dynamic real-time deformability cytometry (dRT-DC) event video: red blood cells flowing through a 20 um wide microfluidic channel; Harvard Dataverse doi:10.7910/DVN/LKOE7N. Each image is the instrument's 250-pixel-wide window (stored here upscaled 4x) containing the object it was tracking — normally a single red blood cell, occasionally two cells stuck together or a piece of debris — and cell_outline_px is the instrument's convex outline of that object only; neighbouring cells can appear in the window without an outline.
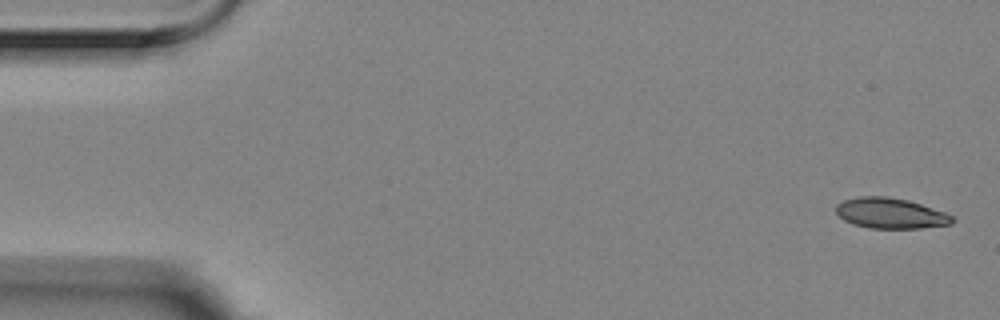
{"species": "Egyptian fruit bat (a non-hibernating species)", "species_latin": "Rousettus aegyptiacus", "temperature_condition": "room temperature", "stored_images_in_passage": 5, "camera_frame_rate_fps": 3000, "um_per_image_px": 0.085, "animal": {"sex": "female"}, "frame": {"image": 1, "passage_image": 1, "time_ms": 0.0, "image_size_px": [1000, 320], "cell_outline_px": [[956, 220], [952, 224], [920, 228], [872, 228], [852, 224], [844, 220], [836, 212], [836, 204], [844, 200], [860, 196], [888, 196], [908, 200], [944, 212], [952, 216]], "centroid_in_image_um": [75.69, 18.12], "position_along_channel_um": 9.3, "area_um2": 20.63}}
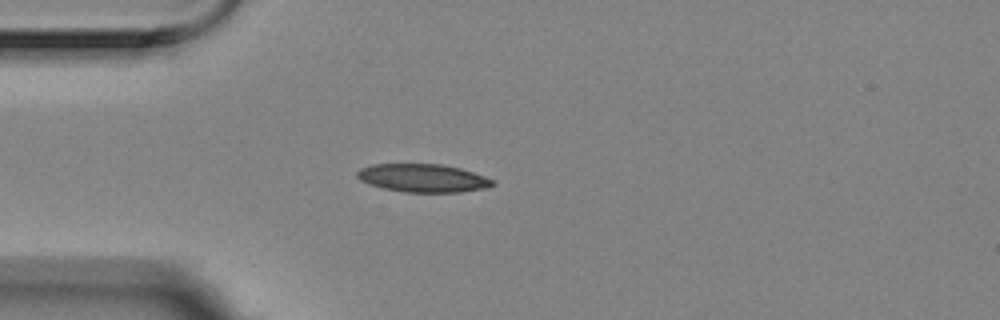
{"frame": {"image": 2, "passage_image": 4, "time_ms": 1.0, "image_size_px": [1000, 320], "cell_outline_px": [[496, 184], [484, 188], [460, 192], [404, 192], [384, 188], [360, 180], [356, 176], [356, 172], [360, 168], [372, 164], [444, 164], [460, 168], [484, 176], [492, 180]], "centroid_in_image_um": [35.93, 15.12], "position_along_channel_um": 49.1, "area_um2": 22.08}}